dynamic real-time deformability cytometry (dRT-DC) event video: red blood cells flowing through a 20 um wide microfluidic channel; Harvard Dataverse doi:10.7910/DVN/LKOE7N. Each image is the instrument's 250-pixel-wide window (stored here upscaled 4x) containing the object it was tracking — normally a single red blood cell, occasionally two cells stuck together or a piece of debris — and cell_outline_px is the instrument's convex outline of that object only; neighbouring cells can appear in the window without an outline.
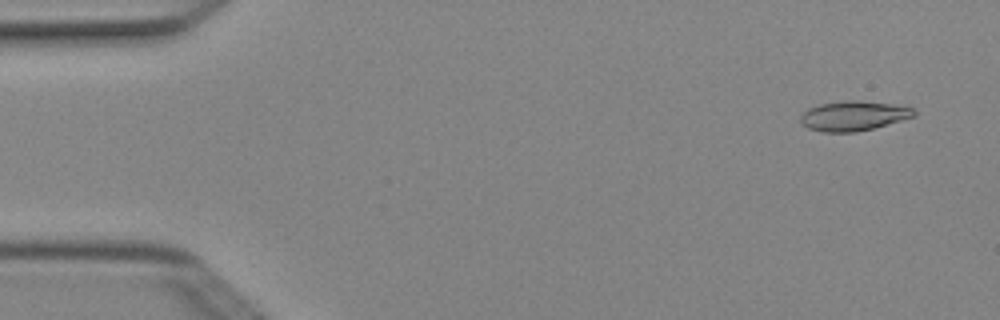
{"species": "Egyptian fruit bat (a non-hibernating species)", "species_latin": "Rousettus aegyptiacus", "temperature_condition": "cold", "stored_images_in_passage": 5, "camera_frame_rate_fps": 3000, "um_per_image_px": 0.085, "animal": {"sex": "female"}, "frame": {"image": 1, "passage_image": 1, "time_ms": 0.0, "image_size_px": [1000, 320], "cell_outline_px": [[916, 116], [872, 128], [856, 132], [824, 132], [808, 128], [800, 120], [800, 116], [808, 108], [820, 104], [848, 100], [860, 100], [892, 104], [912, 108], [916, 112]], "centroid_in_image_um": [72.54, 9.84], "position_along_channel_um": 12.5, "area_um2": 19.48}}
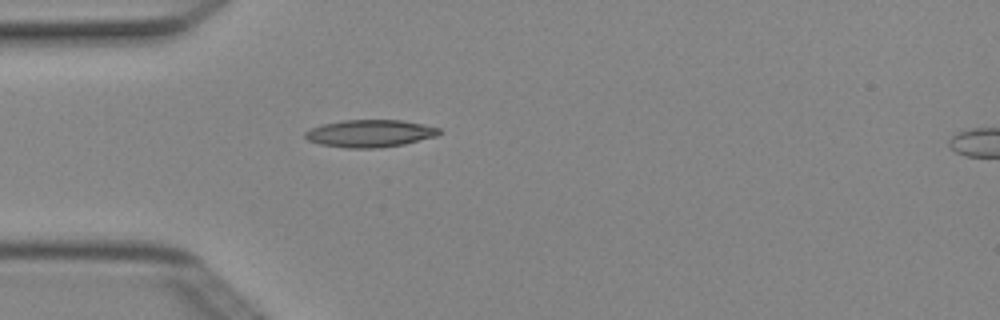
{"frame": {"image": 2, "passage_image": 4, "time_ms": 1.0, "image_size_px": [1000, 320], "cell_outline_px": [[440, 132], [436, 136], [404, 144], [376, 148], [344, 148], [320, 144], [308, 140], [304, 136], [304, 132], [312, 128], [324, 124], [344, 120], [400, 120], [440, 128]], "centroid_in_image_um": [31.42, 11.35], "position_along_channel_um": 53.6, "area_um2": 21.15}}